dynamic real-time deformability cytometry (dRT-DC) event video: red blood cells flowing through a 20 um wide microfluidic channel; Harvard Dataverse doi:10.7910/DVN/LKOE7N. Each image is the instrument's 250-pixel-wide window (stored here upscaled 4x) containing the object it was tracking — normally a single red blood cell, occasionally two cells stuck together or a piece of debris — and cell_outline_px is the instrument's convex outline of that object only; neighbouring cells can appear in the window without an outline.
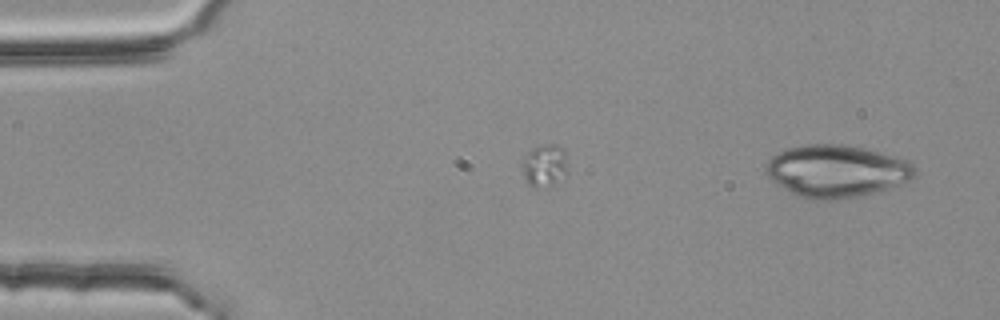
{"species": "common noctule bat (a hibernating species)", "species_latin": "Nyctalus noctula", "temperature_condition": "room temperature", "stored_images_in_passage": 44, "camera_frame_rate_fps": 3000, "um_per_image_px": 0.085, "animal": {"sex": "female", "body_mass_g": 25.1}, "frame": {"image": 1, "passage_image": 1, "time_ms": 0.0, "image_size_px": [1000, 320], "cell_outline_px": [[916, 176], [900, 184], [888, 188], [860, 196], [836, 200], [816, 200], [800, 196], [784, 188], [772, 180], [764, 172], [764, 164], [772, 156], [784, 148], [804, 144], [840, 144], [868, 148], [896, 156], [908, 160], [916, 168]], "centroid_in_image_um": [71.1, 14.52], "position_along_channel_um": 13.9, "area_um2": 45.78}}
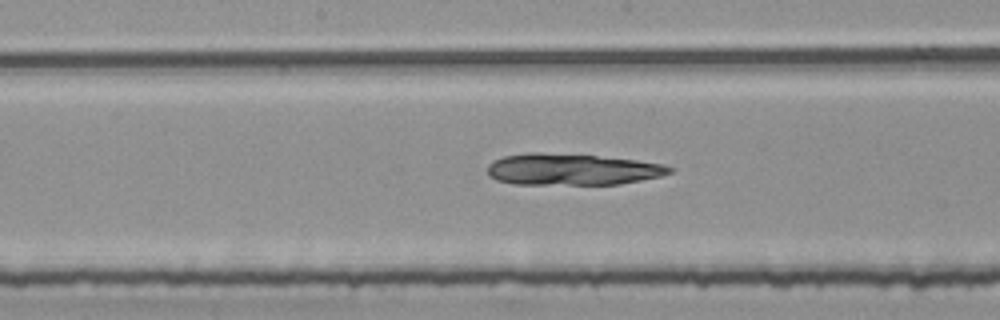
{"frame": {"image": 2, "passage_image": 25, "time_ms": 8.0, "image_size_px": [1000, 320], "cell_outline_px": [[676, 168], [672, 172], [660, 176], [620, 184], [512, 184], [496, 180], [488, 176], [488, 164], [492, 160], [504, 156], [528, 152], [540, 152], [596, 156], [636, 160], [664, 164]], "centroid_in_image_um": [48.59, 14.4], "position_along_channel_um": 199.6, "area_um2": 33.52}}
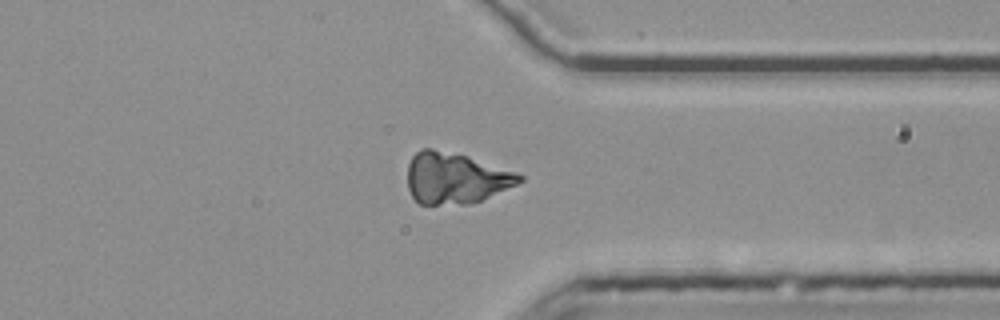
{"frame": {"image": 3, "passage_image": 39, "time_ms": 12.667, "image_size_px": [1000, 320], "cell_outline_px": [[524, 180], [516, 184], [472, 204], [420, 204], [412, 196], [408, 188], [408, 164], [412, 156], [420, 148], [432, 148], [464, 156], [516, 172], [524, 176]], "centroid_in_image_um": [38.68, 15.15], "position_along_channel_um": 372.7, "area_um2": 32.89}}